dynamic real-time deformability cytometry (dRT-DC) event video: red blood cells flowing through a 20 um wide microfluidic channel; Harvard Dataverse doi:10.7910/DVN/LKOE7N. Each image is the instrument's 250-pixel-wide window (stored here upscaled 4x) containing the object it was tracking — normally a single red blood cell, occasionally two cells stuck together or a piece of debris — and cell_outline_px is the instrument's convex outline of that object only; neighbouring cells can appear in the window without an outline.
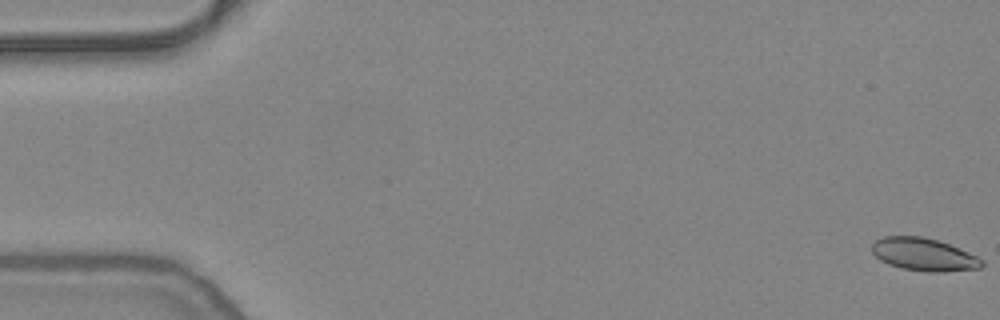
{"species": "common noctule bat (a hibernating species)", "species_latin": "Nyctalus noctula", "temperature_condition": "warm", "stored_images_in_passage": 55, "camera_frame_rate_fps": 3000, "um_per_image_px": 0.085, "animal": {"sex": "female", "body_mass_g": 24.6, "forearm_length_mm": 56.2}, "frame": {"image": 1, "passage_image": 1, "time_ms": 0.0, "image_size_px": [1000, 320], "cell_outline_px": [[984, 264], [980, 268], [944, 272], [928, 272], [904, 268], [888, 264], [880, 260], [872, 252], [872, 244], [876, 240], [884, 236], [924, 236], [948, 244], [968, 252], [984, 260]], "centroid_in_image_um": [78.52, 21.63], "position_along_channel_um": 6.5, "area_um2": 20.87}}
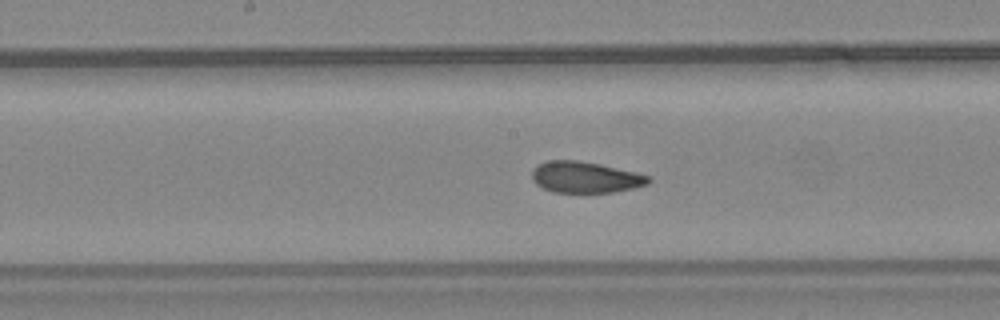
{"frame": {"image": 2, "passage_image": 28, "time_ms": 9.0, "image_size_px": [1000, 320], "cell_outline_px": [[652, 180], [648, 184], [636, 188], [612, 192], [552, 192], [536, 184], [532, 180], [532, 168], [536, 164], [548, 160], [576, 160], [600, 164], [636, 172], [648, 176]], "centroid_in_image_um": [49.73, 15.06], "position_along_channel_um": 198.5, "area_um2": 21.33}}
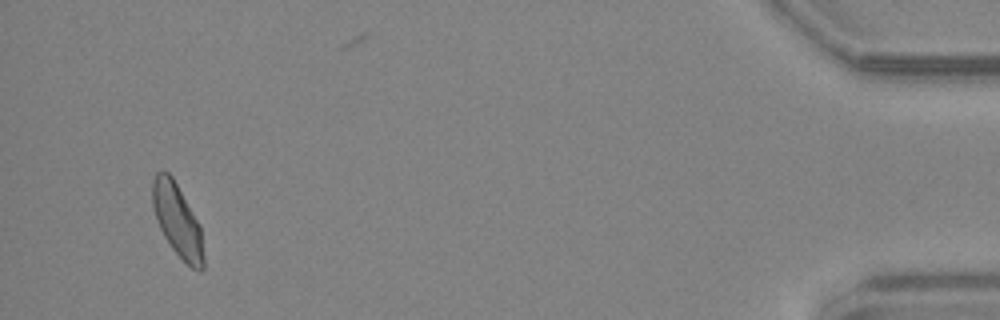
{"frame": {"image": 3, "passage_image": 52, "time_ms": 17.0, "image_size_px": [1000, 320], "cell_outline_px": [[204, 268], [200, 272], [192, 268], [172, 248], [164, 236], [160, 228], [152, 204], [152, 180], [156, 172], [164, 168], [172, 176], [200, 224], [204, 256]], "centroid_in_image_um": [15.08, 18.7], "position_along_channel_um": 420.1, "area_um2": 21.62}, "authors_computed_cell_mechanics": {"area_um2": 21.6172, "velocity_mm_per_s": 3.8084, "shape_relaxation_time_tau1_ms": 5.7412, "shape_relaxation_time_tau2_ms": 1.1732, "deformation_change_tau1": 0.1313, "deformation_change_tau2": 0.0589}}